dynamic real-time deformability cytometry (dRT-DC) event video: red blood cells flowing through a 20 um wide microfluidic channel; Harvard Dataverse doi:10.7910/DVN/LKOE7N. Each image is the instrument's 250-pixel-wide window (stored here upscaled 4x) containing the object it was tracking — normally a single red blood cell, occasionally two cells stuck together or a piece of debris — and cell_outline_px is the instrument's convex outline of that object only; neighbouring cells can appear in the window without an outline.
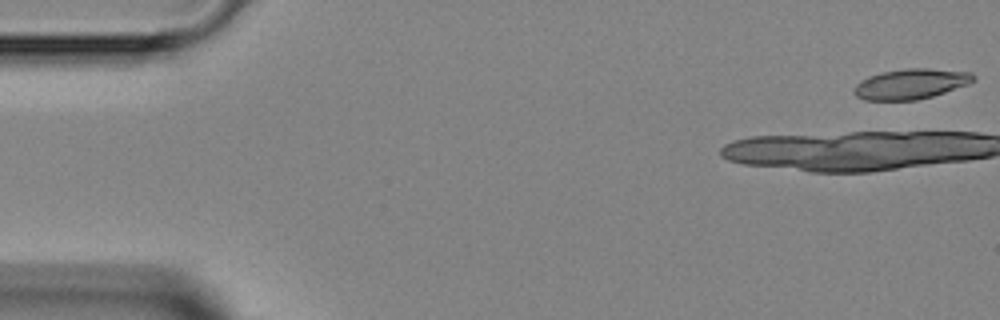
{"species": "Egyptian fruit bat (a non-hibernating species)", "species_latin": "Rousettus aegyptiacus", "temperature_condition": "room temperature", "stored_images_in_passage": 2, "segment_of_instrument_passage": [2, 2], "camera_frame_rate_fps": 3000, "um_per_image_px": 0.085, "animal": {"sex": "female"}, "frame": {"image": 1, "passage_image": 2, "time_ms": 1.333, "image_size_px": [1000, 320], "cell_outline_px": [[976, 80], [968, 84], [932, 96], [916, 100], [864, 100], [856, 96], [852, 92], [856, 84], [860, 80], [868, 76], [884, 72], [904, 68], [928, 68], [972, 72], [976, 76]], "centroid_in_image_um": [77.42, 7.13], "position_along_channel_um": 7.6, "area_um2": 21.15}}